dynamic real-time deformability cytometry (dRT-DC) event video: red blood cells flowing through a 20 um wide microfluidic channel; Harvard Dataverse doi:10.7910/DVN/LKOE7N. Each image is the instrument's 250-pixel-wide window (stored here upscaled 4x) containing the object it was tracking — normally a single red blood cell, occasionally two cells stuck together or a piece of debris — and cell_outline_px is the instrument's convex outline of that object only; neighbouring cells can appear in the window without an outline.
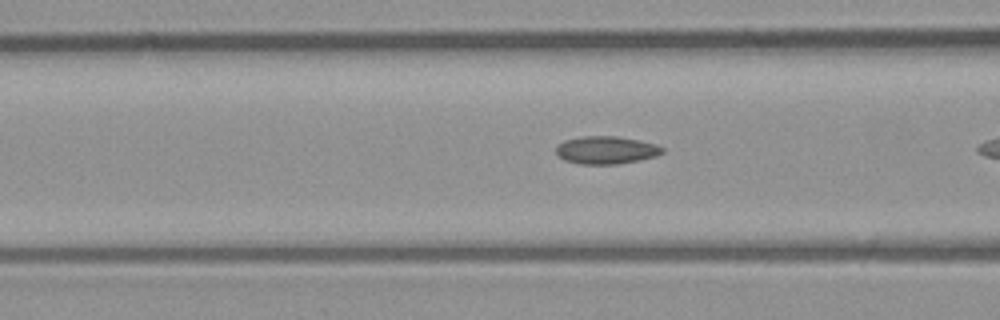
{"species": "common noctule bat (a hibernating species)", "species_latin": "Nyctalus noctula", "temperature_condition": "room temperature", "stored_images_in_passage": 5, "camera_frame_rate_fps": 3000, "um_per_image_px": 0.085, "animal": {"sex": "male", "body_mass_g": 23.1, "forearm_length_mm": 52.7}, "frame": {"image": 1, "passage_image": 4, "time_ms": 1.0, "image_size_px": [1000, 320], "cell_outline_px": [[664, 152], [656, 156], [640, 160], [616, 164], [580, 164], [564, 160], [556, 152], [556, 144], [564, 140], [580, 136], [616, 136], [640, 140], [656, 144], [664, 148]], "centroid_in_image_um": [51.52, 12.75], "position_along_channel_um": 115.1, "area_um2": 17.34}}